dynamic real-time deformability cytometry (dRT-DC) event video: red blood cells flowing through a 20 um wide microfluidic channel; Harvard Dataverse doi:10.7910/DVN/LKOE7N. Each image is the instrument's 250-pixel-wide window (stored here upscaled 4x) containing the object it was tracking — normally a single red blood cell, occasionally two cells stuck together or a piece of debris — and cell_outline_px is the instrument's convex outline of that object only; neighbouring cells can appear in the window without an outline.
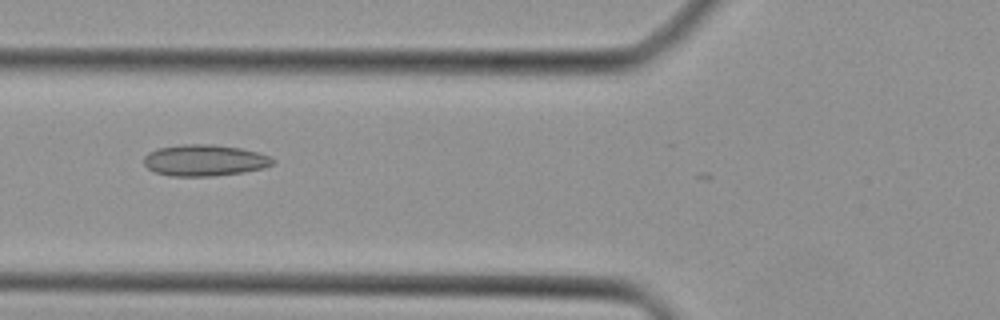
{"species": "Egyptian fruit bat (a non-hibernating species)", "species_latin": "Rousettus aegyptiacus", "temperature_condition": "cold", "stored_images_in_passage": 11, "camera_frame_rate_fps": 3000, "um_per_image_px": 0.085, "animal": {"sex": "female"}, "frame": {"image": 1, "passage_image": 9, "time_ms": 2.667, "image_size_px": [1000, 320], "cell_outline_px": [[276, 160], [272, 164], [264, 168], [244, 172], [216, 176], [168, 176], [156, 172], [148, 168], [144, 164], [144, 156], [148, 152], [160, 148], [184, 144], [212, 144], [240, 148], [256, 152], [268, 156]], "centroid_in_image_um": [17.38, 13.63], "position_along_channel_um": 108.4, "area_um2": 23.52}}